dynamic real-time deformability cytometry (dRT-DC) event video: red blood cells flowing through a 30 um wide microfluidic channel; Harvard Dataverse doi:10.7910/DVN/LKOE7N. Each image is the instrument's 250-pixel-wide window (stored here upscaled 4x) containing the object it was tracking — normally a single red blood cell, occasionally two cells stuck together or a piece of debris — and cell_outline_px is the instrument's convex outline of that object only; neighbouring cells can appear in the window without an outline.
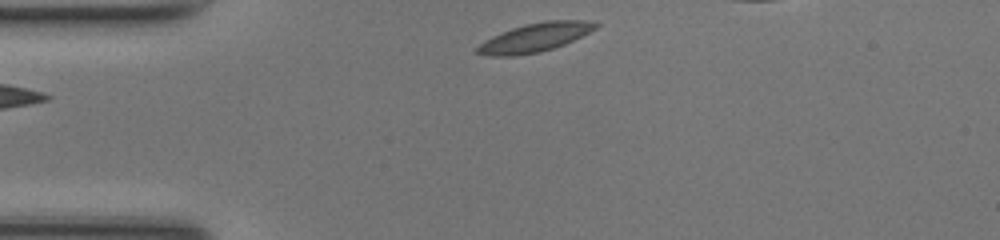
{"species": "common noctule bat (a hibernating species)", "species_latin": "Nyctalus noctula", "temperature_condition": "room temperature", "stored_images_in_passage": 34, "camera_frame_rate_fps": 3000, "um_per_image_px": 0.085, "animal": {"sex": "female", "body_mass_g": 17.0, "forearm_length_mm": 48.0}, "frame": {"image": 1, "passage_image": 1, "time_ms": 0.0, "image_size_px": [1000, 240], "cell_outline_px": [[600, 24], [596, 28], [564, 44], [540, 52], [516, 56], [492, 56], [476, 52], [476, 48], [484, 40], [492, 36], [512, 28], [524, 24], [544, 20], [588, 20]], "centroid_in_image_um": [45.46, 3.18], "position_along_channel_um": 39.5, "area_um2": 19.65}}
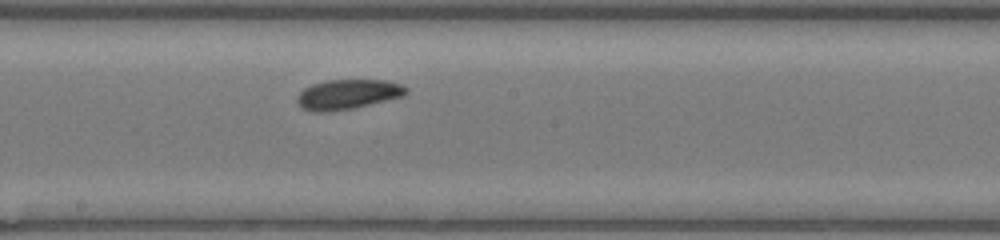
{"frame": {"image": 2, "passage_image": 16, "time_ms": 5.0, "image_size_px": [1000, 240], "cell_outline_px": [[408, 92], [404, 96], [352, 108], [324, 112], [312, 112], [304, 108], [296, 100], [296, 96], [304, 88], [312, 84], [328, 80], [388, 80], [400, 84], [408, 88]], "centroid_in_image_um": [29.57, 8.01], "position_along_channel_um": 218.6, "area_um2": 18.84}}
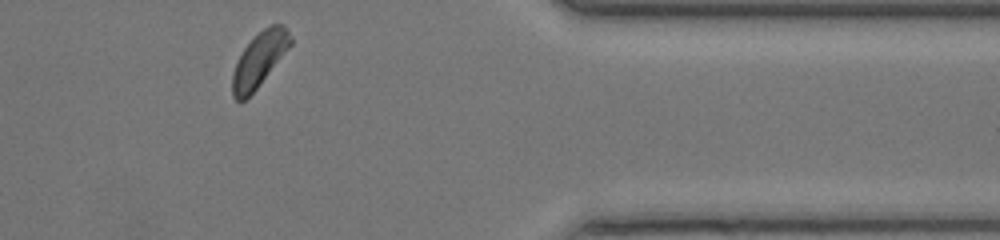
{"frame": {"image": 3, "passage_image": 30, "time_ms": 9.667, "image_size_px": [1000, 240], "cell_outline_px": [[292, 44], [256, 88], [244, 100], [236, 100], [232, 96], [232, 72], [244, 48], [264, 28], [272, 24], [284, 24], [288, 28], [292, 40]], "centroid_in_image_um": [22.05, 5.04], "position_along_channel_um": 389.3, "area_um2": 17.92}, "authors_computed_cell_mechanics": {"area_um2": 18.6405, "velocity_mm_per_s": 4.1685, "shape_relaxation_time_tau1_ms": 7.8648, "shape_relaxation_time_tau2_ms": 8.0457, "deformation_change_tau1": 0.1305, "deformation_change_tau2": 0.1722}}